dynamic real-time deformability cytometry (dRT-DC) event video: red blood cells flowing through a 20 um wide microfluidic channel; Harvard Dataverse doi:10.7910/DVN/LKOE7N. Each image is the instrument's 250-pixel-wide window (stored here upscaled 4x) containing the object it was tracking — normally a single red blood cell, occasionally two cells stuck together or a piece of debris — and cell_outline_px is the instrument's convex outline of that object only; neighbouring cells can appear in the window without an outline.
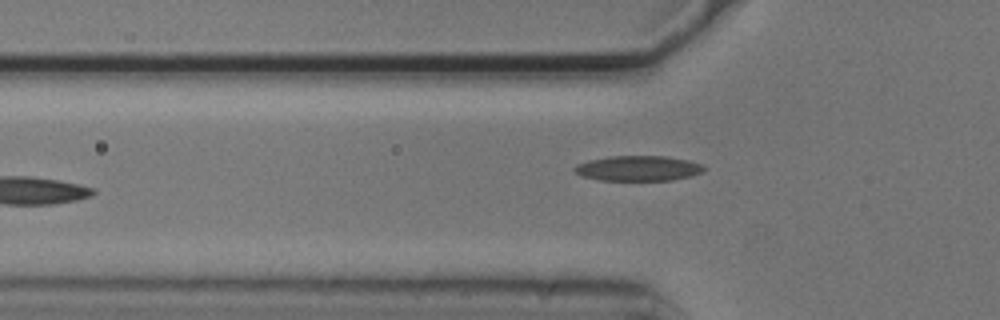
{"species": "common noctule bat (a hibernating species)", "species_latin": "Nyctalus noctula", "temperature_condition": "cold", "stored_images_in_passage": 6, "camera_frame_rate_fps": 3000, "um_per_image_px": 0.085, "animal": {"sex": "male", "body_mass_g": 20.5, "forearm_length_mm": 52.5}, "frame": {"image": 1, "passage_image": 6, "time_ms": 1.667, "image_size_px": [1000, 320], "cell_outline_px": [[708, 168], [692, 176], [672, 180], [600, 180], [580, 176], [572, 168], [576, 164], [588, 160], [608, 156], [668, 156], [688, 160], [704, 164]], "centroid_in_image_um": [54.26, 14.3], "position_along_channel_um": 71.5, "area_um2": 19.25}}